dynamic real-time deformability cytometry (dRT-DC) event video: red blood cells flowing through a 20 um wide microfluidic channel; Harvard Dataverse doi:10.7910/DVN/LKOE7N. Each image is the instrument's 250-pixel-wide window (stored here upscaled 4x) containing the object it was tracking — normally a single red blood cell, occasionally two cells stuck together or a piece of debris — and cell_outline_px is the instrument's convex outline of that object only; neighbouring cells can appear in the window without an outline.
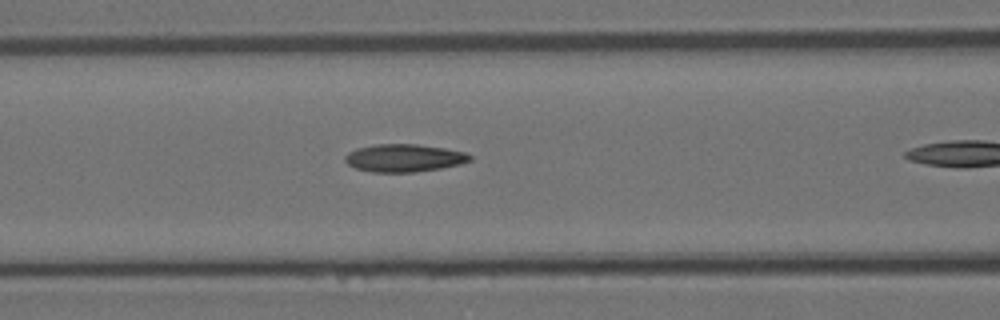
{"species": "Egyptian fruit bat (a non-hibernating species)", "species_latin": "Rousettus aegyptiacus", "temperature_condition": "room temperature", "stored_images_in_passage": 11, "camera_frame_rate_fps": 3000, "um_per_image_px": 0.085, "animal": {"sex": "female"}, "frame": {"image": 1, "passage_image": 10, "time_ms": 3.0, "image_size_px": [1000, 320], "cell_outline_px": [[472, 160], [460, 164], [440, 168], [412, 172], [372, 172], [356, 168], [348, 164], [344, 160], [344, 156], [348, 152], [356, 148], [376, 144], [416, 144], [444, 148], [468, 152], [472, 156]], "centroid_in_image_um": [34.35, 13.42], "position_along_channel_um": 132.2, "area_um2": 20.23}}